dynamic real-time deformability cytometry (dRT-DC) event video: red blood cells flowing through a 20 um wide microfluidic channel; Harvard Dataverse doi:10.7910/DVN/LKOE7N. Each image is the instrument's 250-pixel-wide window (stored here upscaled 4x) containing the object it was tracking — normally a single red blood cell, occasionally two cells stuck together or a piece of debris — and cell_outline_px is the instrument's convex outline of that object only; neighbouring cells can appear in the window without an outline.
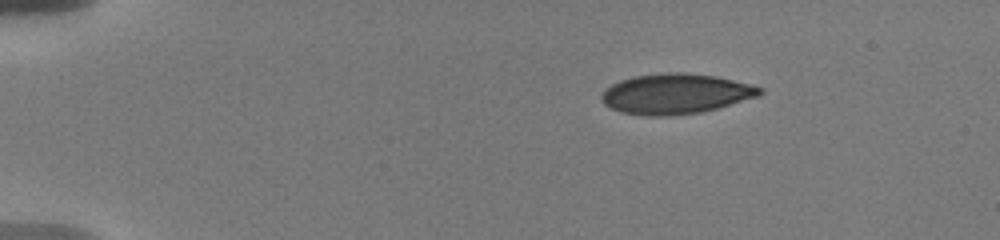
{"species": "human", "species_latin": "Homo sapiens", "temperature_condition": "warm", "stored_images_in_passage": 12, "camera_frame_rate_fps": 3000, "um_per_image_px": 0.085, "donor": {"sex": "male"}, "frame": {"image": 1, "passage_image": 1, "time_ms": 0.0, "image_size_px": [1000, 240], "cell_outline_px": [[764, 92], [760, 96], [716, 108], [700, 112], [672, 116], [644, 116], [620, 112], [604, 104], [600, 100], [600, 96], [612, 84], [620, 80], [632, 76], [664, 72], [684, 72], [716, 76], [752, 84], [764, 88]], "centroid_in_image_um": [57.44, 7.97], "position_along_channel_um": 27.6, "area_um2": 37.4}}
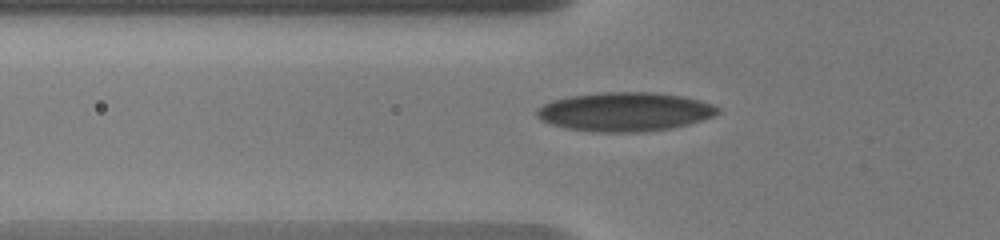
{"frame": {"image": 2, "passage_image": 11, "time_ms": 3.667, "image_size_px": [1000, 240], "cell_outline_px": [[720, 112], [712, 116], [688, 124], [672, 128], [640, 132], [592, 132], [564, 128], [540, 120], [536, 116], [536, 108], [552, 100], [568, 96], [604, 92], [656, 92], [684, 96], [700, 100], [712, 104], [720, 108]], "centroid_in_image_um": [53.09, 9.5], "position_along_channel_um": 72.7, "area_um2": 41.33}}